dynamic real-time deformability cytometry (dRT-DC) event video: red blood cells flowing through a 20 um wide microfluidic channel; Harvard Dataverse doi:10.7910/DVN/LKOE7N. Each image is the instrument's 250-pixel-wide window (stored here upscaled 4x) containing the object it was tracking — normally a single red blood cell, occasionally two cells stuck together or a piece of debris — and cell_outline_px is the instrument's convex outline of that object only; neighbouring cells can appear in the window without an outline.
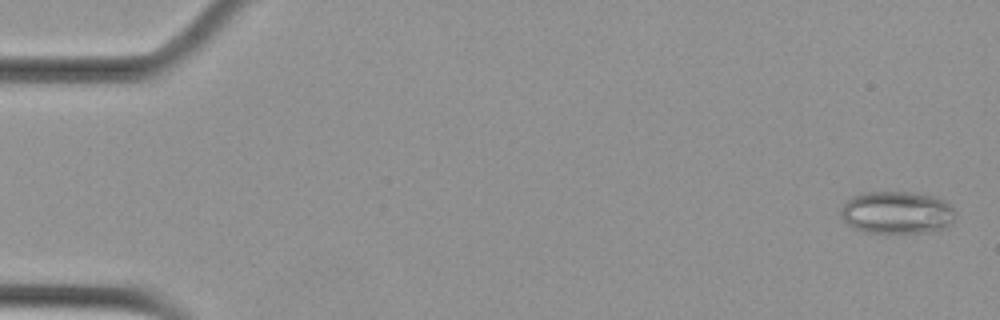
{"species": "Egyptian fruit bat (a non-hibernating species)", "species_latin": "Rousettus aegyptiacus", "temperature_condition": "cold", "stored_images_in_passage": 6, "camera_frame_rate_fps": 3000, "um_per_image_px": 0.085, "animal": {"sex": "female"}, "frame": {"image": 1, "passage_image": 1, "time_ms": 0.0, "image_size_px": [1000, 320], "cell_outline_px": [[956, 212], [952, 220], [944, 228], [924, 232], [864, 232], [852, 228], [844, 220], [840, 212], [840, 208], [852, 196], [860, 192], [912, 192], [932, 196], [944, 200]], "centroid_in_image_um": [76.19, 18.05], "position_along_channel_um": 8.8, "area_um2": 28.21}}